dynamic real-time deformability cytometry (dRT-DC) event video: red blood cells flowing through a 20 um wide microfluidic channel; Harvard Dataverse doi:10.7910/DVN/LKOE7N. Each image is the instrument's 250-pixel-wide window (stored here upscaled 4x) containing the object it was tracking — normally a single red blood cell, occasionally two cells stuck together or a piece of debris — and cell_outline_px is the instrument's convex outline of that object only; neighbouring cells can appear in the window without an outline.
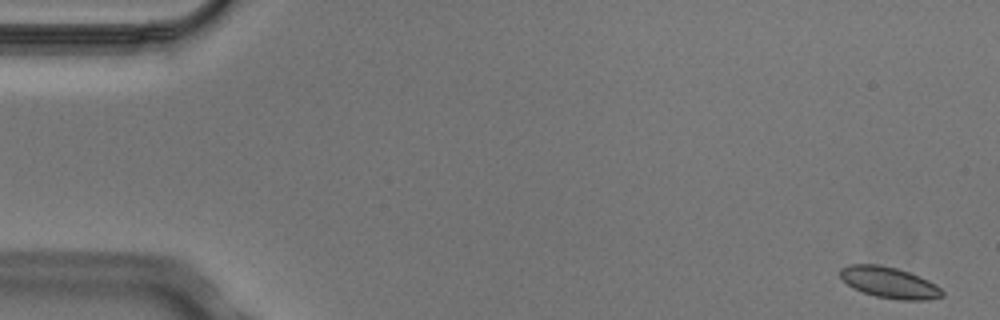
{"species": "Egyptian fruit bat (a non-hibernating species)", "species_latin": "Rousettus aegyptiacus", "temperature_condition": "cold", "stored_images_in_passage": 6, "segment_of_instrument_passage": [1, 2], "camera_frame_rate_fps": 3000, "um_per_image_px": 0.085, "animal": {"sex": "male"}, "frame": {"image": 1, "passage_image": 1, "time_ms": 0.0, "image_size_px": [1000, 320], "cell_outline_px": [[944, 296], [928, 300], [900, 300], [876, 296], [852, 288], [840, 276], [840, 268], [848, 264], [876, 264], [896, 268], [908, 272], [928, 280], [936, 284], [944, 292]], "centroid_in_image_um": [75.6, 24.02], "position_along_channel_um": 9.4, "area_um2": 18.44}}
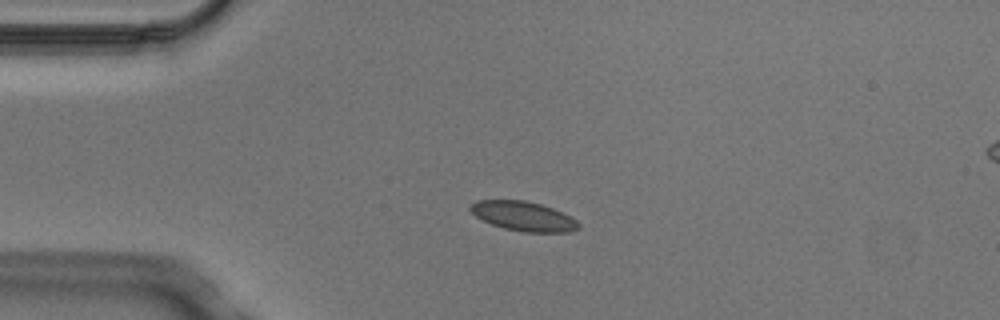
{"frame": {"image": 2, "passage_image": 4, "time_ms": 1.0, "image_size_px": [1000, 320], "cell_outline_px": [[580, 228], [568, 232], [524, 232], [504, 228], [492, 224], [476, 216], [468, 208], [476, 200], [524, 200], [540, 204], [552, 208], [576, 220], [580, 224]], "centroid_in_image_um": [44.49, 18.38], "position_along_channel_um": 40.5, "area_um2": 18.32}}